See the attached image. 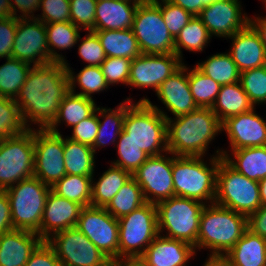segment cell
I'll return each instance as SVG.
<instances>
[{
	"instance_id": "3957f363",
	"label": "cell",
	"mask_w": 266,
	"mask_h": 266,
	"mask_svg": "<svg viewBox=\"0 0 266 266\" xmlns=\"http://www.w3.org/2000/svg\"><path fill=\"white\" fill-rule=\"evenodd\" d=\"M219 163L220 156L173 154L174 195L193 199L205 205L214 203Z\"/></svg>"
},
{
	"instance_id": "ffe728a7",
	"label": "cell",
	"mask_w": 266,
	"mask_h": 266,
	"mask_svg": "<svg viewBox=\"0 0 266 266\" xmlns=\"http://www.w3.org/2000/svg\"><path fill=\"white\" fill-rule=\"evenodd\" d=\"M12 57L32 66L51 62L44 22L35 18L17 19Z\"/></svg>"
},
{
	"instance_id": "681fc988",
	"label": "cell",
	"mask_w": 266,
	"mask_h": 266,
	"mask_svg": "<svg viewBox=\"0 0 266 266\" xmlns=\"http://www.w3.org/2000/svg\"><path fill=\"white\" fill-rule=\"evenodd\" d=\"M35 19L45 24L70 21V0H41Z\"/></svg>"
},
{
	"instance_id": "1f68e13d",
	"label": "cell",
	"mask_w": 266,
	"mask_h": 266,
	"mask_svg": "<svg viewBox=\"0 0 266 266\" xmlns=\"http://www.w3.org/2000/svg\"><path fill=\"white\" fill-rule=\"evenodd\" d=\"M226 256L234 266H266V238L247 229Z\"/></svg>"
},
{
	"instance_id": "7bdbcfd3",
	"label": "cell",
	"mask_w": 266,
	"mask_h": 266,
	"mask_svg": "<svg viewBox=\"0 0 266 266\" xmlns=\"http://www.w3.org/2000/svg\"><path fill=\"white\" fill-rule=\"evenodd\" d=\"M26 129L14 99L0 95V140L19 135Z\"/></svg>"
},
{
	"instance_id": "74e56055",
	"label": "cell",
	"mask_w": 266,
	"mask_h": 266,
	"mask_svg": "<svg viewBox=\"0 0 266 266\" xmlns=\"http://www.w3.org/2000/svg\"><path fill=\"white\" fill-rule=\"evenodd\" d=\"M92 177L66 174L51 187V191L82 207L91 206Z\"/></svg>"
},
{
	"instance_id": "484cf974",
	"label": "cell",
	"mask_w": 266,
	"mask_h": 266,
	"mask_svg": "<svg viewBox=\"0 0 266 266\" xmlns=\"http://www.w3.org/2000/svg\"><path fill=\"white\" fill-rule=\"evenodd\" d=\"M126 114V99L121 100L114 108L98 106L99 128L94 144L91 146L97 155L108 145L115 148L116 141L123 130V121Z\"/></svg>"
},
{
	"instance_id": "9c48e42d",
	"label": "cell",
	"mask_w": 266,
	"mask_h": 266,
	"mask_svg": "<svg viewBox=\"0 0 266 266\" xmlns=\"http://www.w3.org/2000/svg\"><path fill=\"white\" fill-rule=\"evenodd\" d=\"M34 129L0 140V190L34 175Z\"/></svg>"
},
{
	"instance_id": "ee69618b",
	"label": "cell",
	"mask_w": 266,
	"mask_h": 266,
	"mask_svg": "<svg viewBox=\"0 0 266 266\" xmlns=\"http://www.w3.org/2000/svg\"><path fill=\"white\" fill-rule=\"evenodd\" d=\"M239 82L252 104H266V65L241 72Z\"/></svg>"
},
{
	"instance_id": "4316f807",
	"label": "cell",
	"mask_w": 266,
	"mask_h": 266,
	"mask_svg": "<svg viewBox=\"0 0 266 266\" xmlns=\"http://www.w3.org/2000/svg\"><path fill=\"white\" fill-rule=\"evenodd\" d=\"M97 106L95 100L69 92L62 100L57 116L47 130L55 134H62L59 128L61 124H64L66 129L67 127L71 129L91 116Z\"/></svg>"
},
{
	"instance_id": "816d5d0a",
	"label": "cell",
	"mask_w": 266,
	"mask_h": 266,
	"mask_svg": "<svg viewBox=\"0 0 266 266\" xmlns=\"http://www.w3.org/2000/svg\"><path fill=\"white\" fill-rule=\"evenodd\" d=\"M17 18H0V59L12 57V47L16 35Z\"/></svg>"
},
{
	"instance_id": "03108f58",
	"label": "cell",
	"mask_w": 266,
	"mask_h": 266,
	"mask_svg": "<svg viewBox=\"0 0 266 266\" xmlns=\"http://www.w3.org/2000/svg\"><path fill=\"white\" fill-rule=\"evenodd\" d=\"M259 1H261L262 2V4L264 5V7H263V10L265 9V11H266V0H259ZM265 17H266V15H264Z\"/></svg>"
},
{
	"instance_id": "44dd1931",
	"label": "cell",
	"mask_w": 266,
	"mask_h": 266,
	"mask_svg": "<svg viewBox=\"0 0 266 266\" xmlns=\"http://www.w3.org/2000/svg\"><path fill=\"white\" fill-rule=\"evenodd\" d=\"M82 208L80 204L50 191L41 220L40 238L46 241L59 231L76 227Z\"/></svg>"
},
{
	"instance_id": "30bf717a",
	"label": "cell",
	"mask_w": 266,
	"mask_h": 266,
	"mask_svg": "<svg viewBox=\"0 0 266 266\" xmlns=\"http://www.w3.org/2000/svg\"><path fill=\"white\" fill-rule=\"evenodd\" d=\"M119 258L142 256L146 248L159 235L157 211L153 203L146 202L131 213L118 219Z\"/></svg>"
},
{
	"instance_id": "be15d7a7",
	"label": "cell",
	"mask_w": 266,
	"mask_h": 266,
	"mask_svg": "<svg viewBox=\"0 0 266 266\" xmlns=\"http://www.w3.org/2000/svg\"><path fill=\"white\" fill-rule=\"evenodd\" d=\"M259 192L262 206L266 205V177L259 181Z\"/></svg>"
},
{
	"instance_id": "6125c7cd",
	"label": "cell",
	"mask_w": 266,
	"mask_h": 266,
	"mask_svg": "<svg viewBox=\"0 0 266 266\" xmlns=\"http://www.w3.org/2000/svg\"><path fill=\"white\" fill-rule=\"evenodd\" d=\"M12 16L10 0H0V18H8Z\"/></svg>"
},
{
	"instance_id": "f1b7e54d",
	"label": "cell",
	"mask_w": 266,
	"mask_h": 266,
	"mask_svg": "<svg viewBox=\"0 0 266 266\" xmlns=\"http://www.w3.org/2000/svg\"><path fill=\"white\" fill-rule=\"evenodd\" d=\"M109 167L92 177L91 206L105 207L120 188L132 177V174L108 162ZM102 174V175H101ZM100 176V177H99Z\"/></svg>"
},
{
	"instance_id": "c3c4849f",
	"label": "cell",
	"mask_w": 266,
	"mask_h": 266,
	"mask_svg": "<svg viewBox=\"0 0 266 266\" xmlns=\"http://www.w3.org/2000/svg\"><path fill=\"white\" fill-rule=\"evenodd\" d=\"M97 0H70V21L83 31L95 30Z\"/></svg>"
},
{
	"instance_id": "9f6ffc18",
	"label": "cell",
	"mask_w": 266,
	"mask_h": 266,
	"mask_svg": "<svg viewBox=\"0 0 266 266\" xmlns=\"http://www.w3.org/2000/svg\"><path fill=\"white\" fill-rule=\"evenodd\" d=\"M248 229L254 234L266 238V205L261 206L248 217Z\"/></svg>"
},
{
	"instance_id": "f6af8a7d",
	"label": "cell",
	"mask_w": 266,
	"mask_h": 266,
	"mask_svg": "<svg viewBox=\"0 0 266 266\" xmlns=\"http://www.w3.org/2000/svg\"><path fill=\"white\" fill-rule=\"evenodd\" d=\"M85 35L78 38L76 46L78 47V57L81 58L85 66H101L107 58L101 42L94 31H84Z\"/></svg>"
},
{
	"instance_id": "7a4b0ae2",
	"label": "cell",
	"mask_w": 266,
	"mask_h": 266,
	"mask_svg": "<svg viewBox=\"0 0 266 266\" xmlns=\"http://www.w3.org/2000/svg\"><path fill=\"white\" fill-rule=\"evenodd\" d=\"M222 134V123L211 108H198L167 119V149L175 156H221L222 147L209 148Z\"/></svg>"
},
{
	"instance_id": "f546056e",
	"label": "cell",
	"mask_w": 266,
	"mask_h": 266,
	"mask_svg": "<svg viewBox=\"0 0 266 266\" xmlns=\"http://www.w3.org/2000/svg\"><path fill=\"white\" fill-rule=\"evenodd\" d=\"M45 27L51 62L65 63L67 61L66 50L75 49L78 38L84 31L71 21L48 23Z\"/></svg>"
},
{
	"instance_id": "ab89813d",
	"label": "cell",
	"mask_w": 266,
	"mask_h": 266,
	"mask_svg": "<svg viewBox=\"0 0 266 266\" xmlns=\"http://www.w3.org/2000/svg\"><path fill=\"white\" fill-rule=\"evenodd\" d=\"M145 203L141 187L131 177L104 208L113 217L119 219Z\"/></svg>"
},
{
	"instance_id": "2e32d148",
	"label": "cell",
	"mask_w": 266,
	"mask_h": 266,
	"mask_svg": "<svg viewBox=\"0 0 266 266\" xmlns=\"http://www.w3.org/2000/svg\"><path fill=\"white\" fill-rule=\"evenodd\" d=\"M155 96H157L158 102L164 105V107L152 103L147 95L146 97L139 98L137 102H146L166 119L170 118L169 112L175 118L198 109L189 88L188 63H184L178 71L168 77L159 86Z\"/></svg>"
},
{
	"instance_id": "91938a15",
	"label": "cell",
	"mask_w": 266,
	"mask_h": 266,
	"mask_svg": "<svg viewBox=\"0 0 266 266\" xmlns=\"http://www.w3.org/2000/svg\"><path fill=\"white\" fill-rule=\"evenodd\" d=\"M112 266H149V265L142 256H127L112 261Z\"/></svg>"
},
{
	"instance_id": "ba28073f",
	"label": "cell",
	"mask_w": 266,
	"mask_h": 266,
	"mask_svg": "<svg viewBox=\"0 0 266 266\" xmlns=\"http://www.w3.org/2000/svg\"><path fill=\"white\" fill-rule=\"evenodd\" d=\"M214 203L249 217L262 206L259 182L237 172L220 156Z\"/></svg>"
},
{
	"instance_id": "11a10c76",
	"label": "cell",
	"mask_w": 266,
	"mask_h": 266,
	"mask_svg": "<svg viewBox=\"0 0 266 266\" xmlns=\"http://www.w3.org/2000/svg\"><path fill=\"white\" fill-rule=\"evenodd\" d=\"M14 230L12 226L11 208L5 190H0V235Z\"/></svg>"
},
{
	"instance_id": "6f0895ef",
	"label": "cell",
	"mask_w": 266,
	"mask_h": 266,
	"mask_svg": "<svg viewBox=\"0 0 266 266\" xmlns=\"http://www.w3.org/2000/svg\"><path fill=\"white\" fill-rule=\"evenodd\" d=\"M170 3L180 6L186 11L190 12L193 16H198L205 8L202 0H167Z\"/></svg>"
},
{
	"instance_id": "277c9868",
	"label": "cell",
	"mask_w": 266,
	"mask_h": 266,
	"mask_svg": "<svg viewBox=\"0 0 266 266\" xmlns=\"http://www.w3.org/2000/svg\"><path fill=\"white\" fill-rule=\"evenodd\" d=\"M247 229V216L215 203L207 204L200 216L195 250L226 255Z\"/></svg>"
},
{
	"instance_id": "8fae6325",
	"label": "cell",
	"mask_w": 266,
	"mask_h": 266,
	"mask_svg": "<svg viewBox=\"0 0 266 266\" xmlns=\"http://www.w3.org/2000/svg\"><path fill=\"white\" fill-rule=\"evenodd\" d=\"M132 31L142 54H173L174 38L153 0H142L135 12Z\"/></svg>"
},
{
	"instance_id": "f35d334b",
	"label": "cell",
	"mask_w": 266,
	"mask_h": 266,
	"mask_svg": "<svg viewBox=\"0 0 266 266\" xmlns=\"http://www.w3.org/2000/svg\"><path fill=\"white\" fill-rule=\"evenodd\" d=\"M4 60L0 65V95L15 99L33 66L13 57Z\"/></svg>"
},
{
	"instance_id": "e575fe53",
	"label": "cell",
	"mask_w": 266,
	"mask_h": 266,
	"mask_svg": "<svg viewBox=\"0 0 266 266\" xmlns=\"http://www.w3.org/2000/svg\"><path fill=\"white\" fill-rule=\"evenodd\" d=\"M96 156L91 146L64 135V164L67 175L93 176L96 170Z\"/></svg>"
},
{
	"instance_id": "4fadbf2b",
	"label": "cell",
	"mask_w": 266,
	"mask_h": 266,
	"mask_svg": "<svg viewBox=\"0 0 266 266\" xmlns=\"http://www.w3.org/2000/svg\"><path fill=\"white\" fill-rule=\"evenodd\" d=\"M76 228L111 261L119 258V222L104 207H83Z\"/></svg>"
},
{
	"instance_id": "7dc6e473",
	"label": "cell",
	"mask_w": 266,
	"mask_h": 266,
	"mask_svg": "<svg viewBox=\"0 0 266 266\" xmlns=\"http://www.w3.org/2000/svg\"><path fill=\"white\" fill-rule=\"evenodd\" d=\"M131 61L128 58L107 57L101 64L102 74L105 76L109 87L128 86Z\"/></svg>"
},
{
	"instance_id": "ac0fdd59",
	"label": "cell",
	"mask_w": 266,
	"mask_h": 266,
	"mask_svg": "<svg viewBox=\"0 0 266 266\" xmlns=\"http://www.w3.org/2000/svg\"><path fill=\"white\" fill-rule=\"evenodd\" d=\"M256 109L228 117L222 122V133L225 132L229 142L227 148L222 146V157L231 150L266 146V116L258 114Z\"/></svg>"
},
{
	"instance_id": "8992f818",
	"label": "cell",
	"mask_w": 266,
	"mask_h": 266,
	"mask_svg": "<svg viewBox=\"0 0 266 266\" xmlns=\"http://www.w3.org/2000/svg\"><path fill=\"white\" fill-rule=\"evenodd\" d=\"M155 206L159 235L182 240L193 246L197 244L200 216L205 204L174 196L158 202Z\"/></svg>"
},
{
	"instance_id": "5bb4252c",
	"label": "cell",
	"mask_w": 266,
	"mask_h": 266,
	"mask_svg": "<svg viewBox=\"0 0 266 266\" xmlns=\"http://www.w3.org/2000/svg\"><path fill=\"white\" fill-rule=\"evenodd\" d=\"M34 175L52 187L66 175L64 161V135L47 129H34Z\"/></svg>"
},
{
	"instance_id": "f907efd6",
	"label": "cell",
	"mask_w": 266,
	"mask_h": 266,
	"mask_svg": "<svg viewBox=\"0 0 266 266\" xmlns=\"http://www.w3.org/2000/svg\"><path fill=\"white\" fill-rule=\"evenodd\" d=\"M98 128L99 121L97 106L96 111L91 116L82 120L70 129L72 135L69 134V136L67 135V137L71 140L78 141L79 143L92 146L97 136Z\"/></svg>"
},
{
	"instance_id": "83f0119b",
	"label": "cell",
	"mask_w": 266,
	"mask_h": 266,
	"mask_svg": "<svg viewBox=\"0 0 266 266\" xmlns=\"http://www.w3.org/2000/svg\"><path fill=\"white\" fill-rule=\"evenodd\" d=\"M223 159L249 179L259 182L266 177V146L231 150Z\"/></svg>"
},
{
	"instance_id": "603a6c76",
	"label": "cell",
	"mask_w": 266,
	"mask_h": 266,
	"mask_svg": "<svg viewBox=\"0 0 266 266\" xmlns=\"http://www.w3.org/2000/svg\"><path fill=\"white\" fill-rule=\"evenodd\" d=\"M197 255L193 245L158 235L146 248L142 257L149 266H189Z\"/></svg>"
},
{
	"instance_id": "7c38bea8",
	"label": "cell",
	"mask_w": 266,
	"mask_h": 266,
	"mask_svg": "<svg viewBox=\"0 0 266 266\" xmlns=\"http://www.w3.org/2000/svg\"><path fill=\"white\" fill-rule=\"evenodd\" d=\"M46 242L54 249L62 266L112 265V261L76 227L59 231Z\"/></svg>"
},
{
	"instance_id": "60d3db41",
	"label": "cell",
	"mask_w": 266,
	"mask_h": 266,
	"mask_svg": "<svg viewBox=\"0 0 266 266\" xmlns=\"http://www.w3.org/2000/svg\"><path fill=\"white\" fill-rule=\"evenodd\" d=\"M189 88L198 108H212L220 90V85L202 73L195 65H188Z\"/></svg>"
},
{
	"instance_id": "d590c367",
	"label": "cell",
	"mask_w": 266,
	"mask_h": 266,
	"mask_svg": "<svg viewBox=\"0 0 266 266\" xmlns=\"http://www.w3.org/2000/svg\"><path fill=\"white\" fill-rule=\"evenodd\" d=\"M212 38L202 20L193 16L174 39V54L185 63L183 50L195 54L205 52Z\"/></svg>"
},
{
	"instance_id": "836d02e7",
	"label": "cell",
	"mask_w": 266,
	"mask_h": 266,
	"mask_svg": "<svg viewBox=\"0 0 266 266\" xmlns=\"http://www.w3.org/2000/svg\"><path fill=\"white\" fill-rule=\"evenodd\" d=\"M107 57L133 60L142 54L132 29L94 30Z\"/></svg>"
},
{
	"instance_id": "e7e4bbea",
	"label": "cell",
	"mask_w": 266,
	"mask_h": 266,
	"mask_svg": "<svg viewBox=\"0 0 266 266\" xmlns=\"http://www.w3.org/2000/svg\"><path fill=\"white\" fill-rule=\"evenodd\" d=\"M217 0H202V4L206 7L209 6L210 4L214 3Z\"/></svg>"
},
{
	"instance_id": "d6a6232c",
	"label": "cell",
	"mask_w": 266,
	"mask_h": 266,
	"mask_svg": "<svg viewBox=\"0 0 266 266\" xmlns=\"http://www.w3.org/2000/svg\"><path fill=\"white\" fill-rule=\"evenodd\" d=\"M255 106L243 90L240 82L222 85L211 108L222 123L228 117L251 111Z\"/></svg>"
},
{
	"instance_id": "7402d4cb",
	"label": "cell",
	"mask_w": 266,
	"mask_h": 266,
	"mask_svg": "<svg viewBox=\"0 0 266 266\" xmlns=\"http://www.w3.org/2000/svg\"><path fill=\"white\" fill-rule=\"evenodd\" d=\"M225 40L232 41L227 52L240 72L266 65V51L262 39L250 24Z\"/></svg>"
},
{
	"instance_id": "6da1fadb",
	"label": "cell",
	"mask_w": 266,
	"mask_h": 266,
	"mask_svg": "<svg viewBox=\"0 0 266 266\" xmlns=\"http://www.w3.org/2000/svg\"><path fill=\"white\" fill-rule=\"evenodd\" d=\"M69 92V79L64 63L53 61L33 66L14 99L26 128L47 129Z\"/></svg>"
},
{
	"instance_id": "5b68a950",
	"label": "cell",
	"mask_w": 266,
	"mask_h": 266,
	"mask_svg": "<svg viewBox=\"0 0 266 266\" xmlns=\"http://www.w3.org/2000/svg\"><path fill=\"white\" fill-rule=\"evenodd\" d=\"M125 99L123 131L126 138L149 156L168 152L167 119L146 102H137V99L130 96Z\"/></svg>"
},
{
	"instance_id": "4dcf8cb0",
	"label": "cell",
	"mask_w": 266,
	"mask_h": 266,
	"mask_svg": "<svg viewBox=\"0 0 266 266\" xmlns=\"http://www.w3.org/2000/svg\"><path fill=\"white\" fill-rule=\"evenodd\" d=\"M70 64L68 60L64 63L68 74L70 92L95 100V94L100 96V93L107 92L111 88L106 82L100 66H84L77 73Z\"/></svg>"
},
{
	"instance_id": "8d00e7d4",
	"label": "cell",
	"mask_w": 266,
	"mask_h": 266,
	"mask_svg": "<svg viewBox=\"0 0 266 266\" xmlns=\"http://www.w3.org/2000/svg\"><path fill=\"white\" fill-rule=\"evenodd\" d=\"M206 58L204 61L199 60L195 63V66L206 76L220 86L239 82L241 72L227 51L217 52Z\"/></svg>"
},
{
	"instance_id": "52a82bcc",
	"label": "cell",
	"mask_w": 266,
	"mask_h": 266,
	"mask_svg": "<svg viewBox=\"0 0 266 266\" xmlns=\"http://www.w3.org/2000/svg\"><path fill=\"white\" fill-rule=\"evenodd\" d=\"M5 191L10 202L13 228L32 231L40 236L43 211L51 187L32 176Z\"/></svg>"
},
{
	"instance_id": "bcb514c9",
	"label": "cell",
	"mask_w": 266,
	"mask_h": 266,
	"mask_svg": "<svg viewBox=\"0 0 266 266\" xmlns=\"http://www.w3.org/2000/svg\"><path fill=\"white\" fill-rule=\"evenodd\" d=\"M153 1L159 6L167 29L175 39L181 29L193 18V15L182 7L174 5L167 0Z\"/></svg>"
},
{
	"instance_id": "f5cc1de1",
	"label": "cell",
	"mask_w": 266,
	"mask_h": 266,
	"mask_svg": "<svg viewBox=\"0 0 266 266\" xmlns=\"http://www.w3.org/2000/svg\"><path fill=\"white\" fill-rule=\"evenodd\" d=\"M25 266H62V264L54 249L46 241H42L31 253Z\"/></svg>"
},
{
	"instance_id": "94428289",
	"label": "cell",
	"mask_w": 266,
	"mask_h": 266,
	"mask_svg": "<svg viewBox=\"0 0 266 266\" xmlns=\"http://www.w3.org/2000/svg\"><path fill=\"white\" fill-rule=\"evenodd\" d=\"M202 266H234L226 255L208 254Z\"/></svg>"
},
{
	"instance_id": "b9f144b4",
	"label": "cell",
	"mask_w": 266,
	"mask_h": 266,
	"mask_svg": "<svg viewBox=\"0 0 266 266\" xmlns=\"http://www.w3.org/2000/svg\"><path fill=\"white\" fill-rule=\"evenodd\" d=\"M117 158L110 160L111 164L120 167L133 174L149 157L143 150L138 148L122 130L116 141L115 148Z\"/></svg>"
},
{
	"instance_id": "e0dca14e",
	"label": "cell",
	"mask_w": 266,
	"mask_h": 266,
	"mask_svg": "<svg viewBox=\"0 0 266 266\" xmlns=\"http://www.w3.org/2000/svg\"><path fill=\"white\" fill-rule=\"evenodd\" d=\"M184 62L176 54H141L131 61L128 87L133 89L153 90L176 71Z\"/></svg>"
},
{
	"instance_id": "d4e9b609",
	"label": "cell",
	"mask_w": 266,
	"mask_h": 266,
	"mask_svg": "<svg viewBox=\"0 0 266 266\" xmlns=\"http://www.w3.org/2000/svg\"><path fill=\"white\" fill-rule=\"evenodd\" d=\"M142 0H97L95 30L132 29L135 12Z\"/></svg>"
},
{
	"instance_id": "9a60e30c",
	"label": "cell",
	"mask_w": 266,
	"mask_h": 266,
	"mask_svg": "<svg viewBox=\"0 0 266 266\" xmlns=\"http://www.w3.org/2000/svg\"><path fill=\"white\" fill-rule=\"evenodd\" d=\"M173 154L165 152L148 159L132 174L141 187L146 202H158L174 197L172 176Z\"/></svg>"
},
{
	"instance_id": "680465c9",
	"label": "cell",
	"mask_w": 266,
	"mask_h": 266,
	"mask_svg": "<svg viewBox=\"0 0 266 266\" xmlns=\"http://www.w3.org/2000/svg\"><path fill=\"white\" fill-rule=\"evenodd\" d=\"M250 25L259 34L266 51V17L261 13L250 15Z\"/></svg>"
},
{
	"instance_id": "d6986e66",
	"label": "cell",
	"mask_w": 266,
	"mask_h": 266,
	"mask_svg": "<svg viewBox=\"0 0 266 266\" xmlns=\"http://www.w3.org/2000/svg\"><path fill=\"white\" fill-rule=\"evenodd\" d=\"M242 5V0H217L206 6L198 17L214 39L225 40L250 24V16Z\"/></svg>"
},
{
	"instance_id": "db71d44e",
	"label": "cell",
	"mask_w": 266,
	"mask_h": 266,
	"mask_svg": "<svg viewBox=\"0 0 266 266\" xmlns=\"http://www.w3.org/2000/svg\"><path fill=\"white\" fill-rule=\"evenodd\" d=\"M41 0H10L12 16L17 19L35 18Z\"/></svg>"
},
{
	"instance_id": "cb8c5ba5",
	"label": "cell",
	"mask_w": 266,
	"mask_h": 266,
	"mask_svg": "<svg viewBox=\"0 0 266 266\" xmlns=\"http://www.w3.org/2000/svg\"><path fill=\"white\" fill-rule=\"evenodd\" d=\"M43 240L32 231L14 229L0 235V266H25Z\"/></svg>"
}]
</instances>
